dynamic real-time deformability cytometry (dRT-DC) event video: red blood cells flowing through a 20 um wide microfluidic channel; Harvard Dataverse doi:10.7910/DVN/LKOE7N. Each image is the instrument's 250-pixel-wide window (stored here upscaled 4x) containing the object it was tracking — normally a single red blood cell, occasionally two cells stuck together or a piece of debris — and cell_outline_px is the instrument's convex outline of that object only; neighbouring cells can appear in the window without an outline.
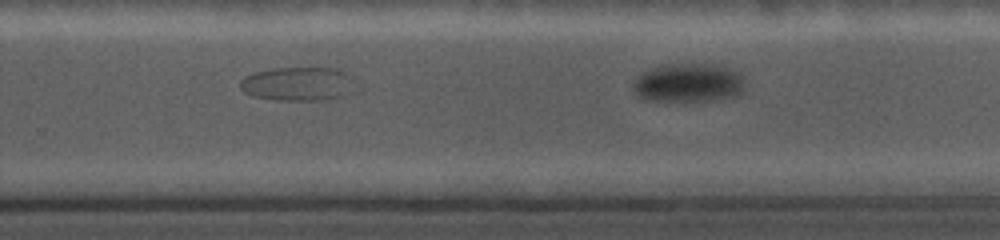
{"species": "common noctule bat (a hibernating species)", "species_latin": "Nyctalus noctula", "temperature_condition": "cold", "stored_images_in_passage": 14, "camera_frame_rate_fps": 5000, "um_per_image_px": 0.085, "animal": {"sex": "female", "body_mass_g": 19.0, "forearm_length_mm": 56.7}, "frame": {"image": 1, "passage_image": 12, "time_ms": 7.4, "image_size_px": [1000, 240], "cell_outline_px": [[352, 92], [344, 96], [324, 100], [280, 100], [252, 96], [244, 92], [240, 88], [240, 80], [244, 76], [252, 72], [272, 68], [340, 68], [344, 72]], "centroid_in_image_um": [25.21, 7.13], "position_along_channel_um": 304.6, "area_um2": 22.43}}